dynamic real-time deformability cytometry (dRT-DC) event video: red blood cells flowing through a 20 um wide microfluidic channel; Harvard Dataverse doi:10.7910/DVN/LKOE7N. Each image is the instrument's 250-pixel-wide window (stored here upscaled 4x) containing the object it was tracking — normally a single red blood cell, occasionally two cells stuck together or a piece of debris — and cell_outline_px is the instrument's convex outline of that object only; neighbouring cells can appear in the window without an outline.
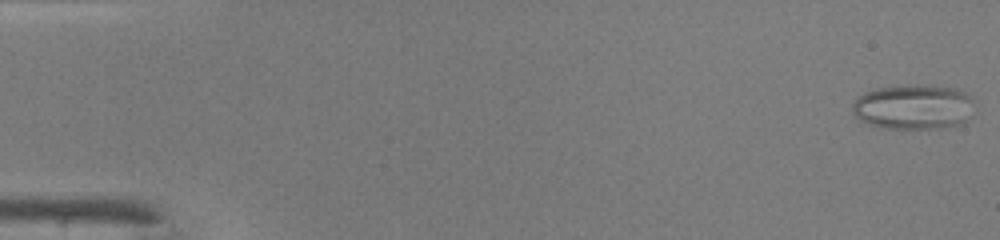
{"species": "common noctule bat (a hibernating species)", "species_latin": "Nyctalus noctula", "temperature_condition": "warm", "stored_images_in_passage": 47, "camera_frame_rate_fps": 3000, "um_per_image_px": 0.085, "animal": {"sex": "male", "body_mass_g": 19.0, "forearm_length_mm": 50.8}, "frame": {"image": 1, "passage_image": 1, "time_ms": 0.0, "image_size_px": [1000, 240], "cell_outline_px": [[972, 100], [964, 124], [940, 128], [880, 128], [868, 124], [860, 120], [852, 112], [852, 104], [864, 92], [876, 88], [900, 84], [920, 84], [956, 88], [972, 96]], "centroid_in_image_um": [77.59, 9.07], "position_along_channel_um": 7.4, "area_um2": 32.14}}
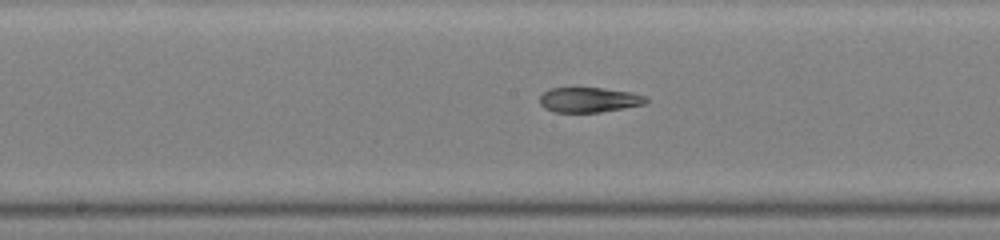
{"frame": {"image": 2, "passage_image": 25, "time_ms": 8.0, "image_size_px": [1000, 240], "cell_outline_px": [[648, 100], [644, 104], [624, 108], [600, 112], [556, 112], [544, 108], [540, 104], [540, 96], [548, 88], [604, 88], [632, 92], [648, 96]], "centroid_in_image_um": [50.09, 8.48], "position_along_channel_um": 198.1, "area_um2": 15.55}}
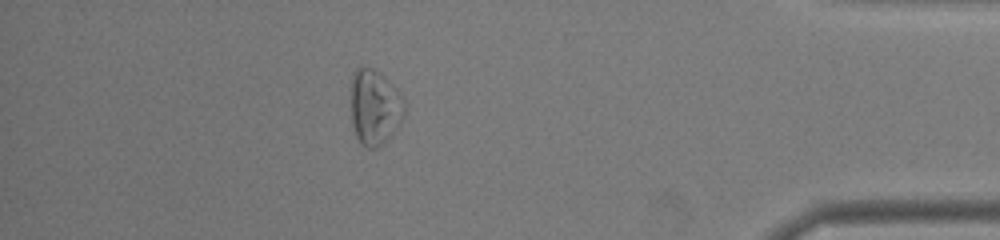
{"frame": {"image": 3, "passage_image": 42, "time_ms": 13.667, "image_size_px": [1000, 240], "cell_outline_px": [[404, 116], [392, 136], [376, 148], [368, 148], [360, 144], [356, 136], [352, 124], [352, 76], [356, 68], [372, 68], [384, 76], [392, 84], [404, 100]], "centroid_in_image_um": [31.86, 9.15], "position_along_channel_um": 403.3, "area_um2": 23.35}, "authors_computed_cell_mechanics": {"area_um2": 21.4438, "velocity_mm_per_s": 4.3043, "shape_relaxation_time_tau1_ms": null, "shape_relaxation_time_tau2_ms": 3.735, "deformation_change_tau1": null, "deformation_change_tau2": 0.1182}}